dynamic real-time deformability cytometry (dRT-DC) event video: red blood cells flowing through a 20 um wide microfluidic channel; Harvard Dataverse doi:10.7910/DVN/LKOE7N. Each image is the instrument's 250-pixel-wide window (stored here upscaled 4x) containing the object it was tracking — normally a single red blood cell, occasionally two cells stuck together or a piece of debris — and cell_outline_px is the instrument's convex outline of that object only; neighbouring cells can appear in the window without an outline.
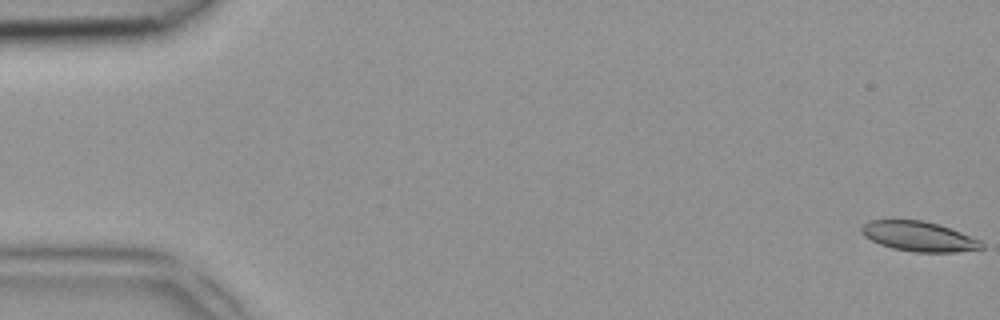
{"species": "common noctule bat (a hibernating species)", "species_latin": "Nyctalus noctula", "temperature_condition": "room temperature", "stored_images_in_passage": 4, "camera_frame_rate_fps": 3000, "um_per_image_px": 0.085, "animal": {"sex": "female", "body_mass_g": 18.4}, "frame": {"image": 1, "passage_image": 1, "time_ms": 0.0, "image_size_px": [1000, 320], "cell_outline_px": [[984, 248], [956, 252], [912, 252], [892, 248], [880, 244], [864, 236], [860, 232], [860, 228], [868, 220], [924, 220], [940, 224], [980, 240], [984, 244]], "centroid_in_image_um": [78.09, 20.09], "position_along_channel_um": 6.9, "area_um2": 20.98}}
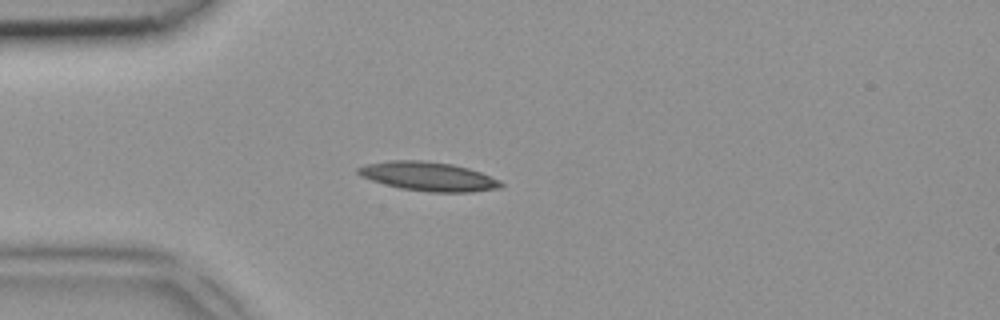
{"frame": {"image": 2, "passage_image": 4, "time_ms": 1.0, "image_size_px": [1000, 320], "cell_outline_px": [[504, 184], [500, 188], [472, 192], [428, 192], [400, 188], [384, 184], [360, 176], [356, 172], [356, 168], [368, 164], [388, 160], [420, 160], [452, 164], [468, 168], [480, 172], [500, 180]], "centroid_in_image_um": [36.41, 15.0], "position_along_channel_um": 48.6, "area_um2": 24.16}}